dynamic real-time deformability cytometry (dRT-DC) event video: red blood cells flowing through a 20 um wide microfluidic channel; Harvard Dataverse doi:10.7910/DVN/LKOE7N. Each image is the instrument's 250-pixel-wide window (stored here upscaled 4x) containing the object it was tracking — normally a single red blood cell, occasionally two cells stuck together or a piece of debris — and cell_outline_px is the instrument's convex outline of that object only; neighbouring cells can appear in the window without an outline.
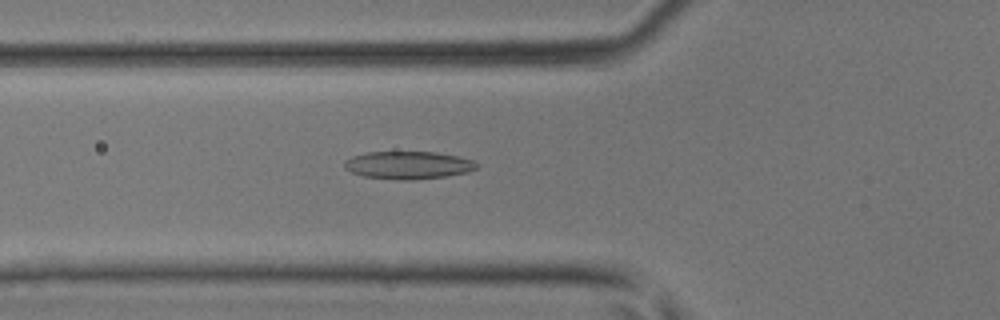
{"species": "common noctule bat (a hibernating species)", "species_latin": "Nyctalus noctula", "temperature_condition": "room temperature", "stored_images_in_passage": 27, "camera_frame_rate_fps": 3000, "um_per_image_px": 0.085, "animal": {"sex": "male", "body_mass_g": 17.9, "forearm_length_mm": 54.2}, "frame": {"image": 1, "passage_image": 17, "time_ms": 5.333, "image_size_px": [1000, 320], "cell_outline_px": [[476, 168], [468, 172], [448, 176], [412, 180], [404, 180], [364, 176], [352, 172], [344, 168], [344, 160], [352, 156], [368, 152], [436, 152], [456, 156], [472, 160], [476, 164]], "centroid_in_image_um": [34.67, 14.03], "position_along_channel_um": 91.1, "area_um2": 21.21}}
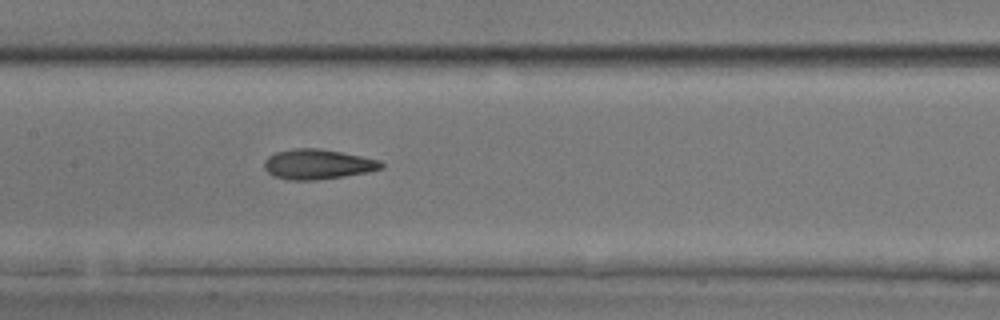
{"frame": {"image": 2, "passage_image": 23, "time_ms": 7.333, "image_size_px": [1000, 320], "cell_outline_px": [[384, 168], [368, 172], [344, 176], [316, 180], [288, 180], [272, 176], [264, 168], [264, 160], [268, 156], [276, 152], [296, 148], [320, 148], [380, 160], [384, 164]], "centroid_in_image_um": [26.99, 13.96], "position_along_channel_um": 180.4, "area_um2": 20.52}}
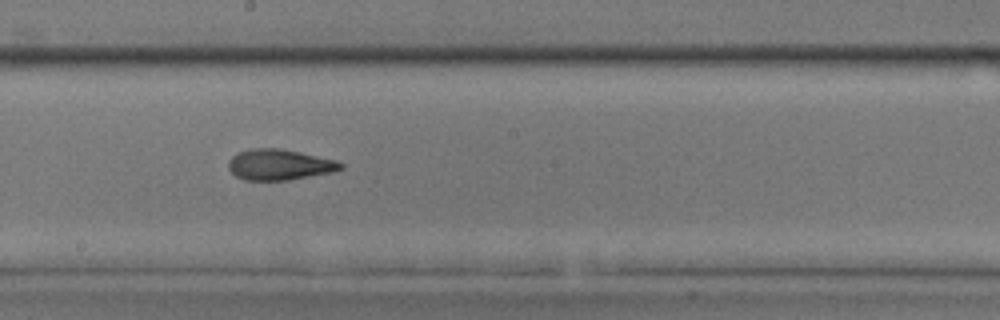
{"frame": {"image": 3, "passage_image": 26, "time_ms": 8.333, "image_size_px": [1000, 320], "cell_outline_px": [[344, 168], [332, 172], [288, 180], [244, 180], [236, 176], [228, 168], [228, 160], [236, 152], [248, 148], [280, 148], [300, 152], [336, 160], [344, 164]], "centroid_in_image_um": [23.72, 13.98], "position_along_channel_um": 224.5, "area_um2": 20.29}}